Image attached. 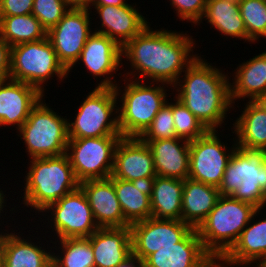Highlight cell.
Returning a JSON list of instances; mask_svg holds the SVG:
<instances>
[{
  "label": "cell",
  "instance_id": "obj_13",
  "mask_svg": "<svg viewBox=\"0 0 266 267\" xmlns=\"http://www.w3.org/2000/svg\"><path fill=\"white\" fill-rule=\"evenodd\" d=\"M88 8H71L59 23L47 31V37L56 52L59 62L69 72L77 60L89 37L92 19Z\"/></svg>",
  "mask_w": 266,
  "mask_h": 267
},
{
  "label": "cell",
  "instance_id": "obj_26",
  "mask_svg": "<svg viewBox=\"0 0 266 267\" xmlns=\"http://www.w3.org/2000/svg\"><path fill=\"white\" fill-rule=\"evenodd\" d=\"M219 196L220 192L217 187L189 178L185 179L181 220L193 229H197L215 207Z\"/></svg>",
  "mask_w": 266,
  "mask_h": 267
},
{
  "label": "cell",
  "instance_id": "obj_16",
  "mask_svg": "<svg viewBox=\"0 0 266 267\" xmlns=\"http://www.w3.org/2000/svg\"><path fill=\"white\" fill-rule=\"evenodd\" d=\"M156 176L153 155L148 145L139 137H121L114 151L110 177L133 181Z\"/></svg>",
  "mask_w": 266,
  "mask_h": 267
},
{
  "label": "cell",
  "instance_id": "obj_2",
  "mask_svg": "<svg viewBox=\"0 0 266 267\" xmlns=\"http://www.w3.org/2000/svg\"><path fill=\"white\" fill-rule=\"evenodd\" d=\"M199 55L174 85L179 99L208 130H218L234 108L230 99L231 78ZM230 78V79H229ZM178 86V87H177ZM177 88V89H176Z\"/></svg>",
  "mask_w": 266,
  "mask_h": 267
},
{
  "label": "cell",
  "instance_id": "obj_38",
  "mask_svg": "<svg viewBox=\"0 0 266 267\" xmlns=\"http://www.w3.org/2000/svg\"><path fill=\"white\" fill-rule=\"evenodd\" d=\"M34 0H0V16L31 14Z\"/></svg>",
  "mask_w": 266,
  "mask_h": 267
},
{
  "label": "cell",
  "instance_id": "obj_43",
  "mask_svg": "<svg viewBox=\"0 0 266 267\" xmlns=\"http://www.w3.org/2000/svg\"><path fill=\"white\" fill-rule=\"evenodd\" d=\"M208 267H234V265L227 263L222 258H212ZM238 267V265H236ZM250 267V266H242Z\"/></svg>",
  "mask_w": 266,
  "mask_h": 267
},
{
  "label": "cell",
  "instance_id": "obj_31",
  "mask_svg": "<svg viewBox=\"0 0 266 267\" xmlns=\"http://www.w3.org/2000/svg\"><path fill=\"white\" fill-rule=\"evenodd\" d=\"M0 36L12 47L42 40L47 37V31L32 13L0 16Z\"/></svg>",
  "mask_w": 266,
  "mask_h": 267
},
{
  "label": "cell",
  "instance_id": "obj_37",
  "mask_svg": "<svg viewBox=\"0 0 266 267\" xmlns=\"http://www.w3.org/2000/svg\"><path fill=\"white\" fill-rule=\"evenodd\" d=\"M170 5L182 21L200 25L206 9V0H170Z\"/></svg>",
  "mask_w": 266,
  "mask_h": 267
},
{
  "label": "cell",
  "instance_id": "obj_4",
  "mask_svg": "<svg viewBox=\"0 0 266 267\" xmlns=\"http://www.w3.org/2000/svg\"><path fill=\"white\" fill-rule=\"evenodd\" d=\"M258 208L232 196L220 195L215 207L196 229L204 250L222 258L236 243Z\"/></svg>",
  "mask_w": 266,
  "mask_h": 267
},
{
  "label": "cell",
  "instance_id": "obj_40",
  "mask_svg": "<svg viewBox=\"0 0 266 267\" xmlns=\"http://www.w3.org/2000/svg\"><path fill=\"white\" fill-rule=\"evenodd\" d=\"M117 267H145V261L136 257L133 253L121 262Z\"/></svg>",
  "mask_w": 266,
  "mask_h": 267
},
{
  "label": "cell",
  "instance_id": "obj_3",
  "mask_svg": "<svg viewBox=\"0 0 266 267\" xmlns=\"http://www.w3.org/2000/svg\"><path fill=\"white\" fill-rule=\"evenodd\" d=\"M25 176L23 204L42 212L50 204L79 187L66 153L58 156L31 158Z\"/></svg>",
  "mask_w": 266,
  "mask_h": 267
},
{
  "label": "cell",
  "instance_id": "obj_10",
  "mask_svg": "<svg viewBox=\"0 0 266 267\" xmlns=\"http://www.w3.org/2000/svg\"><path fill=\"white\" fill-rule=\"evenodd\" d=\"M121 137L69 138L66 154L79 183L111 176L114 151Z\"/></svg>",
  "mask_w": 266,
  "mask_h": 267
},
{
  "label": "cell",
  "instance_id": "obj_9",
  "mask_svg": "<svg viewBox=\"0 0 266 267\" xmlns=\"http://www.w3.org/2000/svg\"><path fill=\"white\" fill-rule=\"evenodd\" d=\"M85 98L73 122L68 119V137L121 136L115 88L95 87Z\"/></svg>",
  "mask_w": 266,
  "mask_h": 267
},
{
  "label": "cell",
  "instance_id": "obj_27",
  "mask_svg": "<svg viewBox=\"0 0 266 267\" xmlns=\"http://www.w3.org/2000/svg\"><path fill=\"white\" fill-rule=\"evenodd\" d=\"M241 115L233 123L236 146L266 151V108L259 101L246 102Z\"/></svg>",
  "mask_w": 266,
  "mask_h": 267
},
{
  "label": "cell",
  "instance_id": "obj_28",
  "mask_svg": "<svg viewBox=\"0 0 266 267\" xmlns=\"http://www.w3.org/2000/svg\"><path fill=\"white\" fill-rule=\"evenodd\" d=\"M6 233L3 267H51L52 250L43 249L18 233ZM41 245V247H40ZM50 250V251H49ZM49 251V252H48Z\"/></svg>",
  "mask_w": 266,
  "mask_h": 267
},
{
  "label": "cell",
  "instance_id": "obj_22",
  "mask_svg": "<svg viewBox=\"0 0 266 267\" xmlns=\"http://www.w3.org/2000/svg\"><path fill=\"white\" fill-rule=\"evenodd\" d=\"M151 150L157 176L185 180L189 175L190 142L182 138L142 140Z\"/></svg>",
  "mask_w": 266,
  "mask_h": 267
},
{
  "label": "cell",
  "instance_id": "obj_32",
  "mask_svg": "<svg viewBox=\"0 0 266 267\" xmlns=\"http://www.w3.org/2000/svg\"><path fill=\"white\" fill-rule=\"evenodd\" d=\"M55 242L61 245L58 247V252L61 254L52 253V264L55 267H95L94 255L88 238L57 239Z\"/></svg>",
  "mask_w": 266,
  "mask_h": 267
},
{
  "label": "cell",
  "instance_id": "obj_34",
  "mask_svg": "<svg viewBox=\"0 0 266 267\" xmlns=\"http://www.w3.org/2000/svg\"><path fill=\"white\" fill-rule=\"evenodd\" d=\"M172 102L173 122L176 136L193 141L205 135L209 130L202 122L176 97Z\"/></svg>",
  "mask_w": 266,
  "mask_h": 267
},
{
  "label": "cell",
  "instance_id": "obj_15",
  "mask_svg": "<svg viewBox=\"0 0 266 267\" xmlns=\"http://www.w3.org/2000/svg\"><path fill=\"white\" fill-rule=\"evenodd\" d=\"M122 59L120 45L106 35L94 32L85 43L77 62L82 61L94 78L105 76L96 87L115 88L118 82L112 75L123 66Z\"/></svg>",
  "mask_w": 266,
  "mask_h": 267
},
{
  "label": "cell",
  "instance_id": "obj_42",
  "mask_svg": "<svg viewBox=\"0 0 266 267\" xmlns=\"http://www.w3.org/2000/svg\"><path fill=\"white\" fill-rule=\"evenodd\" d=\"M70 8H88L92 0H64Z\"/></svg>",
  "mask_w": 266,
  "mask_h": 267
},
{
  "label": "cell",
  "instance_id": "obj_44",
  "mask_svg": "<svg viewBox=\"0 0 266 267\" xmlns=\"http://www.w3.org/2000/svg\"><path fill=\"white\" fill-rule=\"evenodd\" d=\"M6 232L7 230L0 233V267H3V258H4V248H5V241H6Z\"/></svg>",
  "mask_w": 266,
  "mask_h": 267
},
{
  "label": "cell",
  "instance_id": "obj_35",
  "mask_svg": "<svg viewBox=\"0 0 266 267\" xmlns=\"http://www.w3.org/2000/svg\"><path fill=\"white\" fill-rule=\"evenodd\" d=\"M172 114V102H166L157 112L151 125L139 137L141 140H161L176 138Z\"/></svg>",
  "mask_w": 266,
  "mask_h": 267
},
{
  "label": "cell",
  "instance_id": "obj_19",
  "mask_svg": "<svg viewBox=\"0 0 266 267\" xmlns=\"http://www.w3.org/2000/svg\"><path fill=\"white\" fill-rule=\"evenodd\" d=\"M79 187L85 193L100 228L130 226L116 196L113 177L87 180L79 183Z\"/></svg>",
  "mask_w": 266,
  "mask_h": 267
},
{
  "label": "cell",
  "instance_id": "obj_1",
  "mask_svg": "<svg viewBox=\"0 0 266 267\" xmlns=\"http://www.w3.org/2000/svg\"><path fill=\"white\" fill-rule=\"evenodd\" d=\"M194 44L195 40L187 33L162 28L153 31L149 24L122 47V57L129 61L133 69L127 71L124 78L132 76L129 79H147L146 83L151 79V82H162L174 87L182 72L199 55L193 54Z\"/></svg>",
  "mask_w": 266,
  "mask_h": 267
},
{
  "label": "cell",
  "instance_id": "obj_36",
  "mask_svg": "<svg viewBox=\"0 0 266 267\" xmlns=\"http://www.w3.org/2000/svg\"><path fill=\"white\" fill-rule=\"evenodd\" d=\"M70 9L64 0H34L32 14L48 31L59 23Z\"/></svg>",
  "mask_w": 266,
  "mask_h": 267
},
{
  "label": "cell",
  "instance_id": "obj_41",
  "mask_svg": "<svg viewBox=\"0 0 266 267\" xmlns=\"http://www.w3.org/2000/svg\"><path fill=\"white\" fill-rule=\"evenodd\" d=\"M127 4L125 0H92V4L88 7L91 10V6H124Z\"/></svg>",
  "mask_w": 266,
  "mask_h": 267
},
{
  "label": "cell",
  "instance_id": "obj_39",
  "mask_svg": "<svg viewBox=\"0 0 266 267\" xmlns=\"http://www.w3.org/2000/svg\"><path fill=\"white\" fill-rule=\"evenodd\" d=\"M11 46L0 36V81L10 79Z\"/></svg>",
  "mask_w": 266,
  "mask_h": 267
},
{
  "label": "cell",
  "instance_id": "obj_8",
  "mask_svg": "<svg viewBox=\"0 0 266 267\" xmlns=\"http://www.w3.org/2000/svg\"><path fill=\"white\" fill-rule=\"evenodd\" d=\"M67 75L48 37L11 47L10 79L32 85L45 95V82L54 76L62 81Z\"/></svg>",
  "mask_w": 266,
  "mask_h": 267
},
{
  "label": "cell",
  "instance_id": "obj_23",
  "mask_svg": "<svg viewBox=\"0 0 266 267\" xmlns=\"http://www.w3.org/2000/svg\"><path fill=\"white\" fill-rule=\"evenodd\" d=\"M155 177L133 181L113 178L115 193L125 220L131 225L151 217V195Z\"/></svg>",
  "mask_w": 266,
  "mask_h": 267
},
{
  "label": "cell",
  "instance_id": "obj_25",
  "mask_svg": "<svg viewBox=\"0 0 266 267\" xmlns=\"http://www.w3.org/2000/svg\"><path fill=\"white\" fill-rule=\"evenodd\" d=\"M234 71V80L230 82L233 106L237 99L258 101L266 97V51L239 64Z\"/></svg>",
  "mask_w": 266,
  "mask_h": 267
},
{
  "label": "cell",
  "instance_id": "obj_33",
  "mask_svg": "<svg viewBox=\"0 0 266 267\" xmlns=\"http://www.w3.org/2000/svg\"><path fill=\"white\" fill-rule=\"evenodd\" d=\"M247 32V42L266 38V0H238Z\"/></svg>",
  "mask_w": 266,
  "mask_h": 267
},
{
  "label": "cell",
  "instance_id": "obj_12",
  "mask_svg": "<svg viewBox=\"0 0 266 267\" xmlns=\"http://www.w3.org/2000/svg\"><path fill=\"white\" fill-rule=\"evenodd\" d=\"M233 141L232 149L227 147L219 139L218 130H209L190 141L188 178L219 188L227 163L237 147Z\"/></svg>",
  "mask_w": 266,
  "mask_h": 267
},
{
  "label": "cell",
  "instance_id": "obj_6",
  "mask_svg": "<svg viewBox=\"0 0 266 267\" xmlns=\"http://www.w3.org/2000/svg\"><path fill=\"white\" fill-rule=\"evenodd\" d=\"M220 195L254 205L266 206V151L236 147L219 186Z\"/></svg>",
  "mask_w": 266,
  "mask_h": 267
},
{
  "label": "cell",
  "instance_id": "obj_29",
  "mask_svg": "<svg viewBox=\"0 0 266 267\" xmlns=\"http://www.w3.org/2000/svg\"><path fill=\"white\" fill-rule=\"evenodd\" d=\"M184 180L156 176L151 199V217L181 220Z\"/></svg>",
  "mask_w": 266,
  "mask_h": 267
},
{
  "label": "cell",
  "instance_id": "obj_5",
  "mask_svg": "<svg viewBox=\"0 0 266 267\" xmlns=\"http://www.w3.org/2000/svg\"><path fill=\"white\" fill-rule=\"evenodd\" d=\"M123 80L125 82L123 90L120 89V84L115 86L116 96L118 101L121 99L119 102L122 104L118 105V125L121 136L140 137L167 102L169 96L166 91L170 85L151 81L148 85L142 80L129 78Z\"/></svg>",
  "mask_w": 266,
  "mask_h": 267
},
{
  "label": "cell",
  "instance_id": "obj_47",
  "mask_svg": "<svg viewBox=\"0 0 266 267\" xmlns=\"http://www.w3.org/2000/svg\"><path fill=\"white\" fill-rule=\"evenodd\" d=\"M266 108V97L258 100Z\"/></svg>",
  "mask_w": 266,
  "mask_h": 267
},
{
  "label": "cell",
  "instance_id": "obj_30",
  "mask_svg": "<svg viewBox=\"0 0 266 267\" xmlns=\"http://www.w3.org/2000/svg\"><path fill=\"white\" fill-rule=\"evenodd\" d=\"M205 21L223 36L247 41V32L238 0H206Z\"/></svg>",
  "mask_w": 266,
  "mask_h": 267
},
{
  "label": "cell",
  "instance_id": "obj_45",
  "mask_svg": "<svg viewBox=\"0 0 266 267\" xmlns=\"http://www.w3.org/2000/svg\"><path fill=\"white\" fill-rule=\"evenodd\" d=\"M4 198H5L4 192L0 188V215H2L1 213L3 212L4 206L6 207V205H5L6 204V202H5L6 200Z\"/></svg>",
  "mask_w": 266,
  "mask_h": 267
},
{
  "label": "cell",
  "instance_id": "obj_11",
  "mask_svg": "<svg viewBox=\"0 0 266 267\" xmlns=\"http://www.w3.org/2000/svg\"><path fill=\"white\" fill-rule=\"evenodd\" d=\"M51 213L48 223L57 238H88L100 228L94 218L90 204L83 190L78 187L75 191L63 196L57 202L50 204L42 211ZM52 215V216H51ZM53 225V227H52Z\"/></svg>",
  "mask_w": 266,
  "mask_h": 267
},
{
  "label": "cell",
  "instance_id": "obj_21",
  "mask_svg": "<svg viewBox=\"0 0 266 267\" xmlns=\"http://www.w3.org/2000/svg\"><path fill=\"white\" fill-rule=\"evenodd\" d=\"M88 239L95 267H117L132 254L130 226L98 228Z\"/></svg>",
  "mask_w": 266,
  "mask_h": 267
},
{
  "label": "cell",
  "instance_id": "obj_18",
  "mask_svg": "<svg viewBox=\"0 0 266 267\" xmlns=\"http://www.w3.org/2000/svg\"><path fill=\"white\" fill-rule=\"evenodd\" d=\"M101 20V28L94 32L106 35L123 47L128 41L140 34L150 22L132 4L124 6H92Z\"/></svg>",
  "mask_w": 266,
  "mask_h": 267
},
{
  "label": "cell",
  "instance_id": "obj_14",
  "mask_svg": "<svg viewBox=\"0 0 266 267\" xmlns=\"http://www.w3.org/2000/svg\"><path fill=\"white\" fill-rule=\"evenodd\" d=\"M132 253L143 260L156 249L173 247L182 241L193 228L182 220L150 217L130 225Z\"/></svg>",
  "mask_w": 266,
  "mask_h": 267
},
{
  "label": "cell",
  "instance_id": "obj_7",
  "mask_svg": "<svg viewBox=\"0 0 266 267\" xmlns=\"http://www.w3.org/2000/svg\"><path fill=\"white\" fill-rule=\"evenodd\" d=\"M43 99L31 109L17 131V136L24 140L25 152L30 159L62 155L68 145L67 117L58 115Z\"/></svg>",
  "mask_w": 266,
  "mask_h": 267
},
{
  "label": "cell",
  "instance_id": "obj_24",
  "mask_svg": "<svg viewBox=\"0 0 266 267\" xmlns=\"http://www.w3.org/2000/svg\"><path fill=\"white\" fill-rule=\"evenodd\" d=\"M260 211L261 209L255 211L236 243L222 257L224 261L234 266L250 265L254 267V265L257 266L266 258V218L253 222L256 218L255 216L258 217L260 214ZM252 222L254 224L251 225Z\"/></svg>",
  "mask_w": 266,
  "mask_h": 267
},
{
  "label": "cell",
  "instance_id": "obj_20",
  "mask_svg": "<svg viewBox=\"0 0 266 267\" xmlns=\"http://www.w3.org/2000/svg\"><path fill=\"white\" fill-rule=\"evenodd\" d=\"M211 259L193 229L175 246L156 249L144 261L145 267H208Z\"/></svg>",
  "mask_w": 266,
  "mask_h": 267
},
{
  "label": "cell",
  "instance_id": "obj_17",
  "mask_svg": "<svg viewBox=\"0 0 266 267\" xmlns=\"http://www.w3.org/2000/svg\"><path fill=\"white\" fill-rule=\"evenodd\" d=\"M43 95L36 87L7 79L0 81V126L18 130Z\"/></svg>",
  "mask_w": 266,
  "mask_h": 267
},
{
  "label": "cell",
  "instance_id": "obj_46",
  "mask_svg": "<svg viewBox=\"0 0 266 267\" xmlns=\"http://www.w3.org/2000/svg\"><path fill=\"white\" fill-rule=\"evenodd\" d=\"M255 267H266V258Z\"/></svg>",
  "mask_w": 266,
  "mask_h": 267
}]
</instances>
